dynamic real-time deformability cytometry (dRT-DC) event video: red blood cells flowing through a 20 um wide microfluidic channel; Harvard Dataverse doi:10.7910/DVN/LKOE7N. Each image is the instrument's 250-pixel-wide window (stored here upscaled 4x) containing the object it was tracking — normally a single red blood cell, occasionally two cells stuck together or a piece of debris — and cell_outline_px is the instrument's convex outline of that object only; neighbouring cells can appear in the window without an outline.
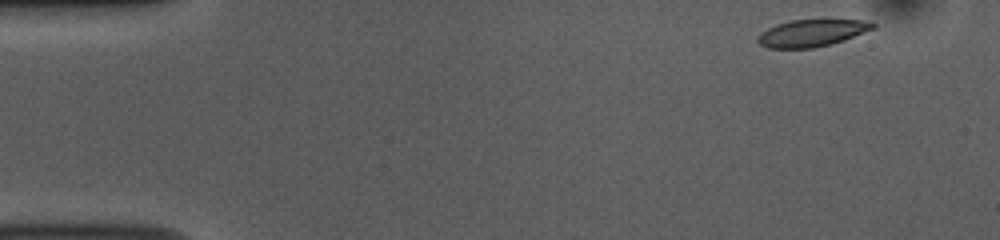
{"species": "common noctule bat (a hibernating species)", "species_latin": "Nyctalus noctula", "temperature_condition": "room temperature", "stored_images_in_passage": 49, "camera_frame_rate_fps": 3000, "um_per_image_px": 0.085, "animal": {"sex": "female", "body_mass_g": 10.0, "forearm_length_mm": 53.1}, "frame": {"image": 1, "passage_image": 1, "time_ms": 0.0, "image_size_px": [1000, 240], "cell_outline_px": [[876, 28], [844, 40], [832, 44], [812, 48], [768, 48], [760, 44], [756, 40], [756, 36], [760, 32], [776, 24], [792, 20], [872, 20], [876, 24]], "centroid_in_image_um": [69.02, 2.8], "position_along_channel_um": 16.0, "area_um2": 18.32}}
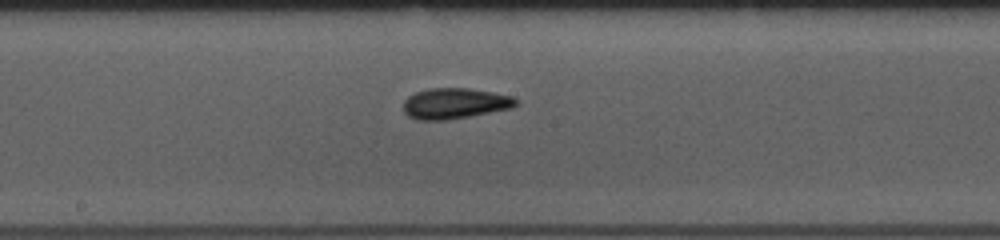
{"frame": {"image": 2, "passage_image": 24, "time_ms": 7.667, "image_size_px": [1000, 240], "cell_outline_px": [[516, 104], [512, 108], [448, 120], [416, 120], [408, 116], [404, 112], [404, 100], [408, 96], [416, 92], [428, 88], [468, 88], [492, 92], [512, 96], [516, 100]], "centroid_in_image_um": [38.62, 8.79], "position_along_channel_um": 209.6, "area_um2": 20.11}}
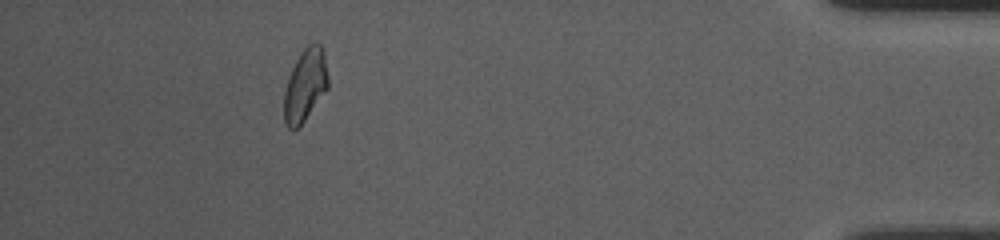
{"frame": {"image": 3, "passage_image": 44, "time_ms": 14.333, "image_size_px": [1000, 240], "cell_outline_px": [[328, 88], [304, 120], [296, 128], [288, 128], [284, 120], [284, 92], [292, 68], [300, 52], [308, 44], [320, 44], [324, 52], [328, 76]], "centroid_in_image_um": [25.95, 7.22], "position_along_channel_um": 409.3, "area_um2": 18.26}, "authors_computed_cell_mechanics": {"area_um2": 19.1896, "velocity_mm_per_s": 3.8238, "shape_relaxation_time_tau1_ms": 3.0749, "shape_relaxation_time_tau2_ms": 2.0963, "deformation_change_tau1": 0.1165, "deformation_change_tau2": 0.0862}}